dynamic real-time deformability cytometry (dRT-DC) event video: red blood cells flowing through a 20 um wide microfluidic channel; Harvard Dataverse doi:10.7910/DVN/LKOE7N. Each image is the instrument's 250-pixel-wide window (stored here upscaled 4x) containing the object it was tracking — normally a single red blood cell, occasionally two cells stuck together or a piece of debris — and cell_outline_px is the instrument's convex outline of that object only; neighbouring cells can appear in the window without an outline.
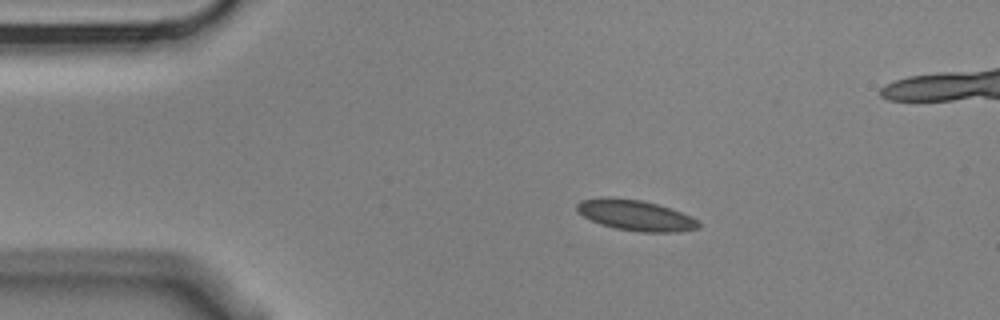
{"species": "Egyptian fruit bat (a non-hibernating species)", "species_latin": "Rousettus aegyptiacus", "temperature_condition": "cold", "stored_images_in_passage": 9, "camera_frame_rate_fps": 3000, "um_per_image_px": 0.085, "animal": {"sex": "male"}, "frame": {"image": 1, "passage_image": 2, "time_ms": 0.333, "image_size_px": [1000, 320], "cell_outline_px": [[700, 228], [680, 232], [640, 232], [616, 228], [600, 224], [584, 216], [576, 208], [576, 204], [580, 200], [600, 196], [608, 196], [640, 200], [656, 204], [692, 216], [700, 224]], "centroid_in_image_um": [54.01, 18.29], "position_along_channel_um": 31.0, "area_um2": 21.73}}
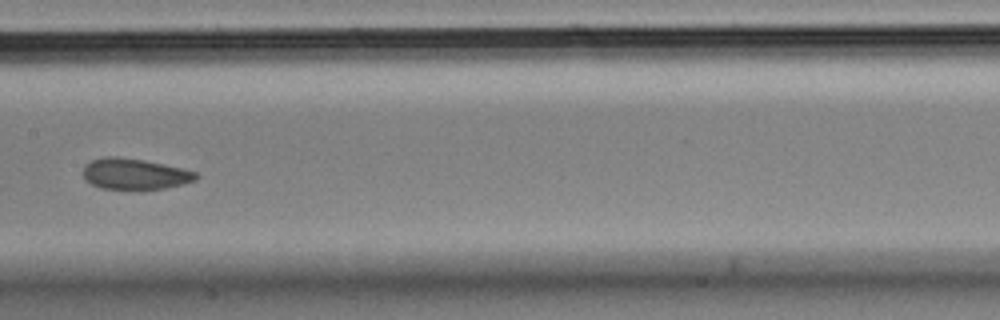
{"frame": {"image": 2, "passage_image": 7, "time_ms": 2.0, "image_size_px": [1000, 320], "cell_outline_px": [[200, 176], [196, 180], [184, 184], [164, 188], [100, 188], [84, 180], [84, 164], [92, 160], [108, 156], [116, 156], [144, 160], [164, 164], [196, 172]], "centroid_in_image_um": [11.45, 14.77], "position_along_channel_um": 195.9, "area_um2": 20.11}}
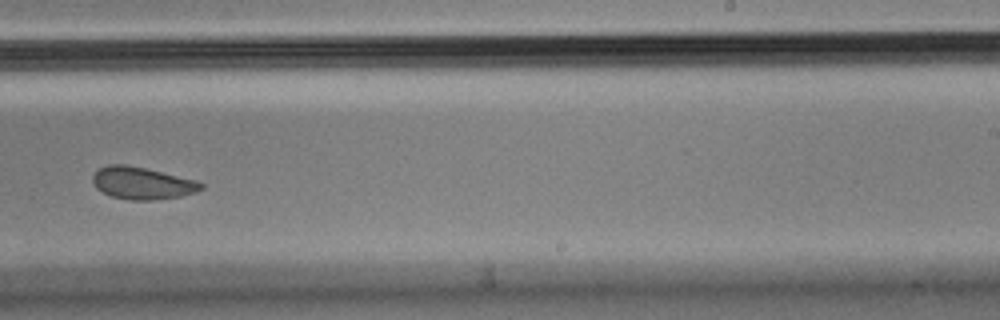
{"frame": {"image": 3, "passage_image": 9, "time_ms": 2.667, "image_size_px": [1000, 320], "cell_outline_px": [[204, 188], [196, 192], [180, 196], [156, 200], [132, 200], [112, 196], [96, 188], [92, 180], [92, 176], [100, 168], [108, 164], [124, 164], [144, 168], [196, 180], [204, 184]], "centroid_in_image_um": [12.09, 15.57], "position_along_channel_um": 276.9, "area_um2": 20.17}}